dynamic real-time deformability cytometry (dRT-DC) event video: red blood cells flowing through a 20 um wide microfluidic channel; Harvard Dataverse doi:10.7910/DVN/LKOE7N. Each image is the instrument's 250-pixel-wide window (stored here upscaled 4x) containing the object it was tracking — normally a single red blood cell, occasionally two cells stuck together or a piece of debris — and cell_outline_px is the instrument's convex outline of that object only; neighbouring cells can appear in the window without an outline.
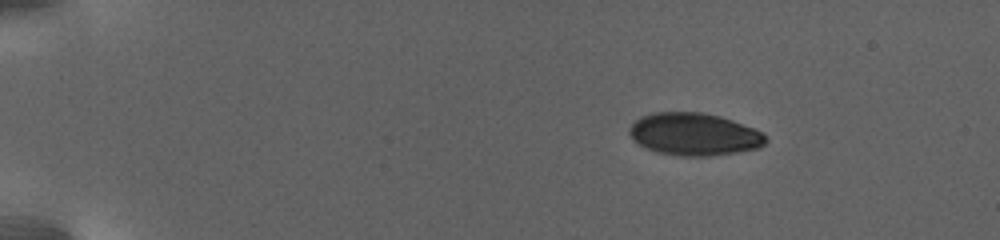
{"species": "human", "species_latin": "Homo sapiens", "temperature_condition": "warm", "stored_images_in_passage": 79, "camera_frame_rate_fps": 3000, "um_per_image_px": 0.085, "donor": {"sex": "female"}, "frame": {"image": 1, "passage_image": 1, "time_ms": 0.0, "image_size_px": [1000, 240], "cell_outline_px": [[768, 140], [760, 148], [712, 156], [680, 156], [656, 152], [644, 148], [632, 140], [628, 132], [628, 128], [640, 116], [656, 112], [700, 112], [720, 116], [732, 120], [752, 128], [760, 132]], "centroid_in_image_um": [58.95, 11.42], "position_along_channel_um": 26.1, "area_um2": 33.87}}
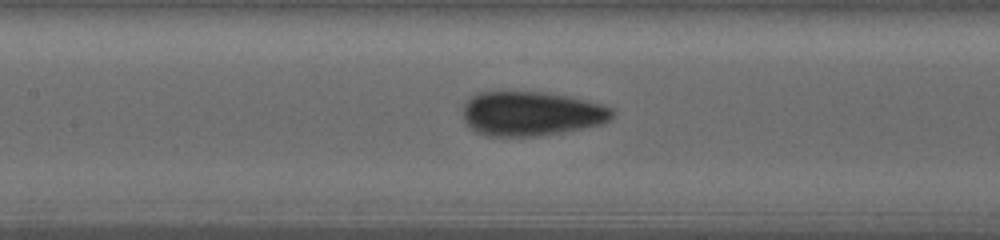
{"frame": {"image": 2, "passage_image": 34, "time_ms": 9.0, "image_size_px": [1000, 240], "cell_outline_px": [[616, 112], [604, 124], [560, 132], [536, 136], [488, 136], [476, 132], [464, 120], [464, 104], [472, 96], [480, 92], [544, 92], [572, 96], [600, 104], [612, 108]], "centroid_in_image_um": [45.19, 9.65], "position_along_channel_um": 162.2, "area_um2": 38.49}}
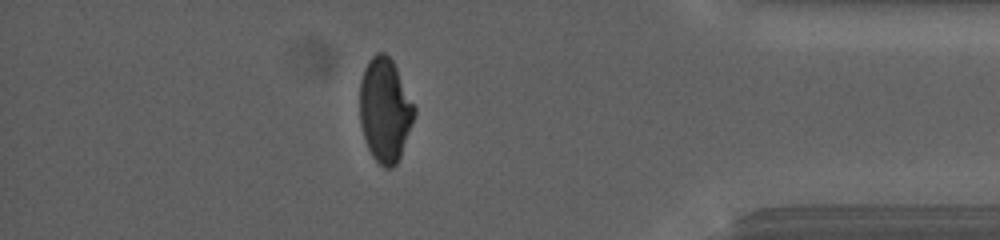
{"frame": {"image": 3, "passage_image": 69, "time_ms": 19.0, "image_size_px": [1000, 240], "cell_outline_px": [[416, 112], [400, 156], [396, 164], [392, 168], [384, 168], [372, 156], [368, 148], [360, 124], [360, 80], [364, 68], [368, 60], [376, 52], [384, 52], [392, 60], [416, 108]], "centroid_in_image_um": [32.71, 9.34], "position_along_channel_um": 402.5, "area_um2": 32.89}, "authors_computed_cell_mechanics": {"area_um2": 35.836, "velocity_mm_per_s": 2.6877, "shape_relaxation_time_tau1_ms": 9.4516, "shape_relaxation_time_tau2_ms": null, "deformation_change_tau1": 0.1975, "deformation_change_tau2": null}}